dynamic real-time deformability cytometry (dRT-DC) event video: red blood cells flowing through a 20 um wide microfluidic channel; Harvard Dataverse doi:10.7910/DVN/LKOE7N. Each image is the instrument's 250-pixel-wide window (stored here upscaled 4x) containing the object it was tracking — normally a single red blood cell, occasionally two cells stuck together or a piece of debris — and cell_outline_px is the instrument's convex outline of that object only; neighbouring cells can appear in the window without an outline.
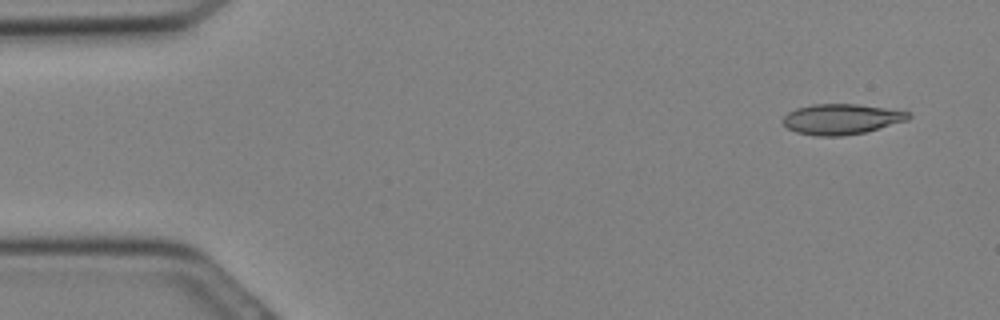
{"species": "Egyptian fruit bat (a non-hibernating species)", "species_latin": "Rousettus aegyptiacus", "temperature_condition": "cold", "stored_images_in_passage": 20, "camera_frame_rate_fps": 3000, "um_per_image_px": 0.085, "animal": {"sex": "female"}, "frame": {"image": 1, "passage_image": 2, "time_ms": 0.333, "image_size_px": [1000, 320], "cell_outline_px": [[912, 116], [908, 120], [864, 132], [844, 136], [816, 136], [796, 132], [788, 128], [780, 120], [788, 112], [796, 108], [812, 104], [856, 104], [912, 112]], "centroid_in_image_um": [71.5, 10.12], "position_along_channel_um": 13.5, "area_um2": 22.31}}
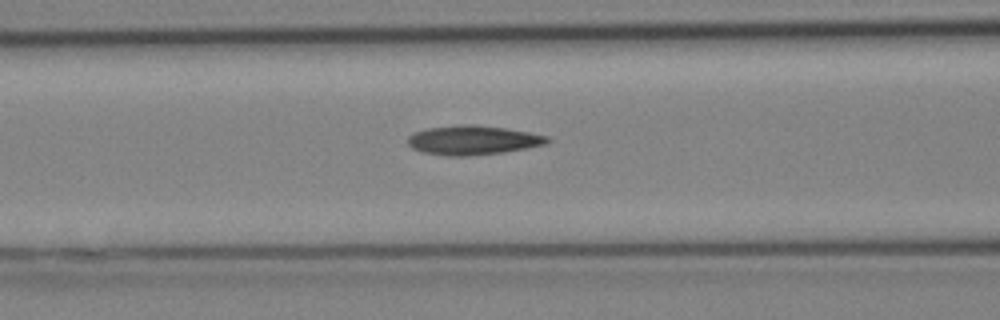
{"frame": {"image": 2, "passage_image": 12, "time_ms": 3.667, "image_size_px": [1000, 320], "cell_outline_px": [[552, 140], [548, 144], [504, 152], [464, 156], [448, 156], [420, 152], [412, 148], [408, 144], [408, 136], [416, 132], [428, 128], [460, 124], [476, 124], [504, 128], [528, 132], [548, 136]], "centroid_in_image_um": [40.21, 11.91], "position_along_channel_um": 126.4, "area_um2": 23.87}}
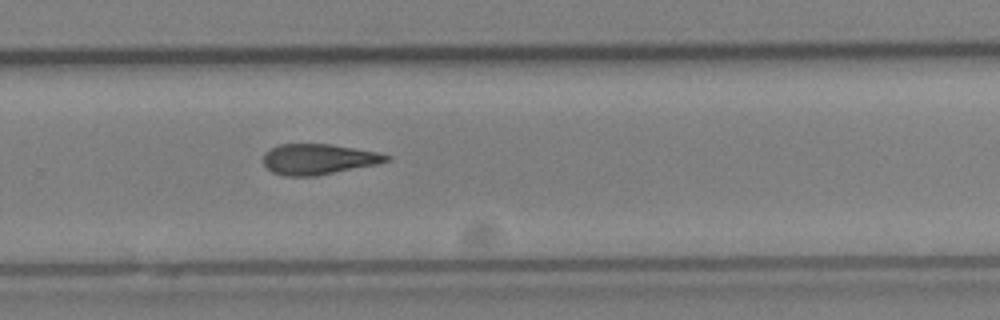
{"frame": {"image": 3, "passage_image": 20, "time_ms": 6.333, "image_size_px": [1000, 320], "cell_outline_px": [[392, 160], [380, 164], [316, 176], [284, 176], [272, 172], [264, 164], [264, 152], [280, 144], [328, 144], [376, 152], [392, 156]], "centroid_in_image_um": [27.1, 13.54], "position_along_channel_um": 302.7, "area_um2": 21.96}}